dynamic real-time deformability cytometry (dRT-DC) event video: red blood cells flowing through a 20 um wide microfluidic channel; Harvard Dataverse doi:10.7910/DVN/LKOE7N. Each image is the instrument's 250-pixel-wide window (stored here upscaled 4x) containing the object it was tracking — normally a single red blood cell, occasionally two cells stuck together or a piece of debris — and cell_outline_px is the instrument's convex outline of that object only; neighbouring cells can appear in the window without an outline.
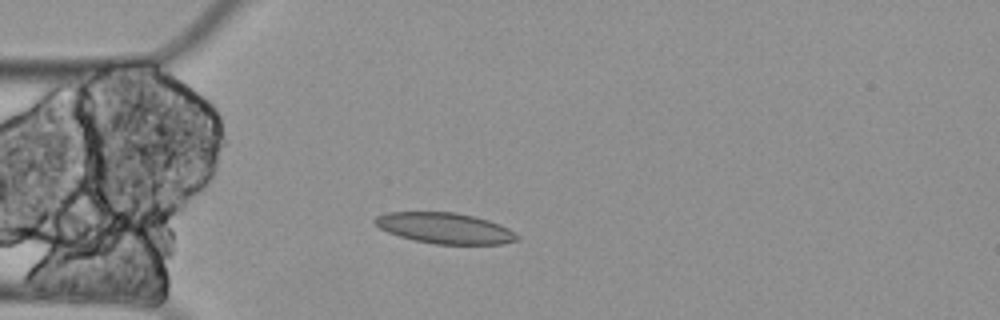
{"species": "Egyptian fruit bat (a non-hibernating species)", "species_latin": "Rousettus aegyptiacus", "temperature_condition": "cold", "stored_images_in_passage": 9, "segment_of_instrument_passage": [1, 2], "camera_frame_rate_fps": 3000, "um_per_image_px": 0.085, "animal": {"sex": "female"}, "frame": {"image": 1, "passage_image": 2, "time_ms": 0.333, "image_size_px": [1000, 320], "cell_outline_px": [[520, 240], [504, 244], [436, 244], [416, 240], [400, 236], [388, 232], [380, 228], [372, 220], [376, 216], [388, 212], [456, 212], [488, 220], [500, 224], [508, 228], [520, 236]], "centroid_in_image_um": [37.85, 19.39], "position_along_channel_um": 47.1, "area_um2": 25.49}}